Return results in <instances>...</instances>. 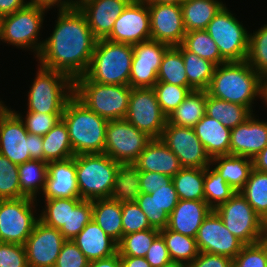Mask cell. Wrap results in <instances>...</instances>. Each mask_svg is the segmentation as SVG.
<instances>
[{
  "label": "cell",
  "instance_id": "6da1fadb",
  "mask_svg": "<svg viewBox=\"0 0 267 267\" xmlns=\"http://www.w3.org/2000/svg\"><path fill=\"white\" fill-rule=\"evenodd\" d=\"M56 25L37 57L38 65L64 73L73 81L85 75L97 38L78 7L58 11Z\"/></svg>",
  "mask_w": 267,
  "mask_h": 267
},
{
  "label": "cell",
  "instance_id": "7a4b0ae2",
  "mask_svg": "<svg viewBox=\"0 0 267 267\" xmlns=\"http://www.w3.org/2000/svg\"><path fill=\"white\" fill-rule=\"evenodd\" d=\"M80 198H111L126 192L127 169L105 153L75 156Z\"/></svg>",
  "mask_w": 267,
  "mask_h": 267
},
{
  "label": "cell",
  "instance_id": "3957f363",
  "mask_svg": "<svg viewBox=\"0 0 267 267\" xmlns=\"http://www.w3.org/2000/svg\"><path fill=\"white\" fill-rule=\"evenodd\" d=\"M262 76L248 62H226L215 67L206 90L215 98L243 105L252 112L255 98L261 97Z\"/></svg>",
  "mask_w": 267,
  "mask_h": 267
},
{
  "label": "cell",
  "instance_id": "277c9868",
  "mask_svg": "<svg viewBox=\"0 0 267 267\" xmlns=\"http://www.w3.org/2000/svg\"><path fill=\"white\" fill-rule=\"evenodd\" d=\"M61 119L67 126L75 156L104 153L108 120L88 109L74 95L67 101Z\"/></svg>",
  "mask_w": 267,
  "mask_h": 267
},
{
  "label": "cell",
  "instance_id": "5b68a950",
  "mask_svg": "<svg viewBox=\"0 0 267 267\" xmlns=\"http://www.w3.org/2000/svg\"><path fill=\"white\" fill-rule=\"evenodd\" d=\"M131 89L130 85L100 84L85 75L74 80V96L108 121L125 118Z\"/></svg>",
  "mask_w": 267,
  "mask_h": 267
},
{
  "label": "cell",
  "instance_id": "8992f818",
  "mask_svg": "<svg viewBox=\"0 0 267 267\" xmlns=\"http://www.w3.org/2000/svg\"><path fill=\"white\" fill-rule=\"evenodd\" d=\"M133 45L98 39L85 76L100 84L129 85Z\"/></svg>",
  "mask_w": 267,
  "mask_h": 267
},
{
  "label": "cell",
  "instance_id": "52a82bcc",
  "mask_svg": "<svg viewBox=\"0 0 267 267\" xmlns=\"http://www.w3.org/2000/svg\"><path fill=\"white\" fill-rule=\"evenodd\" d=\"M42 136L28 133L20 117L6 106L0 112V154L20 165L29 160L44 161Z\"/></svg>",
  "mask_w": 267,
  "mask_h": 267
},
{
  "label": "cell",
  "instance_id": "ba28073f",
  "mask_svg": "<svg viewBox=\"0 0 267 267\" xmlns=\"http://www.w3.org/2000/svg\"><path fill=\"white\" fill-rule=\"evenodd\" d=\"M74 95V81L62 72L39 65L36 78L28 91L31 112L63 114L67 101Z\"/></svg>",
  "mask_w": 267,
  "mask_h": 267
},
{
  "label": "cell",
  "instance_id": "9c48e42d",
  "mask_svg": "<svg viewBox=\"0 0 267 267\" xmlns=\"http://www.w3.org/2000/svg\"><path fill=\"white\" fill-rule=\"evenodd\" d=\"M46 10L27 4L18 11L2 17L1 41L40 54L44 40H38ZM33 49V50H32Z\"/></svg>",
  "mask_w": 267,
  "mask_h": 267
},
{
  "label": "cell",
  "instance_id": "30bf717a",
  "mask_svg": "<svg viewBox=\"0 0 267 267\" xmlns=\"http://www.w3.org/2000/svg\"><path fill=\"white\" fill-rule=\"evenodd\" d=\"M207 33L215 41L226 62L245 61L249 50V32L224 5L207 25Z\"/></svg>",
  "mask_w": 267,
  "mask_h": 267
},
{
  "label": "cell",
  "instance_id": "8fae6325",
  "mask_svg": "<svg viewBox=\"0 0 267 267\" xmlns=\"http://www.w3.org/2000/svg\"><path fill=\"white\" fill-rule=\"evenodd\" d=\"M37 200L30 197L0 199V242L25 244L39 220L35 215L37 210L34 211Z\"/></svg>",
  "mask_w": 267,
  "mask_h": 267
},
{
  "label": "cell",
  "instance_id": "7c38bea8",
  "mask_svg": "<svg viewBox=\"0 0 267 267\" xmlns=\"http://www.w3.org/2000/svg\"><path fill=\"white\" fill-rule=\"evenodd\" d=\"M214 211L225 227L244 245L264 240L262 219L239 192L217 206Z\"/></svg>",
  "mask_w": 267,
  "mask_h": 267
},
{
  "label": "cell",
  "instance_id": "4fadbf2b",
  "mask_svg": "<svg viewBox=\"0 0 267 267\" xmlns=\"http://www.w3.org/2000/svg\"><path fill=\"white\" fill-rule=\"evenodd\" d=\"M151 140L125 119L110 120L106 126L104 153L128 169Z\"/></svg>",
  "mask_w": 267,
  "mask_h": 267
},
{
  "label": "cell",
  "instance_id": "5bb4252c",
  "mask_svg": "<svg viewBox=\"0 0 267 267\" xmlns=\"http://www.w3.org/2000/svg\"><path fill=\"white\" fill-rule=\"evenodd\" d=\"M152 139H160L167 123L153 88H132L124 118Z\"/></svg>",
  "mask_w": 267,
  "mask_h": 267
},
{
  "label": "cell",
  "instance_id": "9a60e30c",
  "mask_svg": "<svg viewBox=\"0 0 267 267\" xmlns=\"http://www.w3.org/2000/svg\"><path fill=\"white\" fill-rule=\"evenodd\" d=\"M160 139L178 157L182 167L207 168L211 158L193 128L166 123Z\"/></svg>",
  "mask_w": 267,
  "mask_h": 267
},
{
  "label": "cell",
  "instance_id": "2e32d148",
  "mask_svg": "<svg viewBox=\"0 0 267 267\" xmlns=\"http://www.w3.org/2000/svg\"><path fill=\"white\" fill-rule=\"evenodd\" d=\"M116 43L135 45L151 39L150 16L145 0H132L105 38Z\"/></svg>",
  "mask_w": 267,
  "mask_h": 267
},
{
  "label": "cell",
  "instance_id": "e0dca14e",
  "mask_svg": "<svg viewBox=\"0 0 267 267\" xmlns=\"http://www.w3.org/2000/svg\"><path fill=\"white\" fill-rule=\"evenodd\" d=\"M169 47L167 44L152 39L133 45L129 77L131 88L154 87L162 58Z\"/></svg>",
  "mask_w": 267,
  "mask_h": 267
},
{
  "label": "cell",
  "instance_id": "ac0fdd59",
  "mask_svg": "<svg viewBox=\"0 0 267 267\" xmlns=\"http://www.w3.org/2000/svg\"><path fill=\"white\" fill-rule=\"evenodd\" d=\"M65 241L58 229L38 220L24 244L28 267H54Z\"/></svg>",
  "mask_w": 267,
  "mask_h": 267
},
{
  "label": "cell",
  "instance_id": "d6986e66",
  "mask_svg": "<svg viewBox=\"0 0 267 267\" xmlns=\"http://www.w3.org/2000/svg\"><path fill=\"white\" fill-rule=\"evenodd\" d=\"M196 244L199 252L227 256L234 259L244 244L224 225L218 214L212 212L199 227Z\"/></svg>",
  "mask_w": 267,
  "mask_h": 267
},
{
  "label": "cell",
  "instance_id": "ffe728a7",
  "mask_svg": "<svg viewBox=\"0 0 267 267\" xmlns=\"http://www.w3.org/2000/svg\"><path fill=\"white\" fill-rule=\"evenodd\" d=\"M150 16L151 39L179 46L184 40L182 9L180 4L147 3Z\"/></svg>",
  "mask_w": 267,
  "mask_h": 267
},
{
  "label": "cell",
  "instance_id": "44dd1931",
  "mask_svg": "<svg viewBox=\"0 0 267 267\" xmlns=\"http://www.w3.org/2000/svg\"><path fill=\"white\" fill-rule=\"evenodd\" d=\"M132 0H83L78 3L88 26L97 39H105L114 23Z\"/></svg>",
  "mask_w": 267,
  "mask_h": 267
},
{
  "label": "cell",
  "instance_id": "7402d4cb",
  "mask_svg": "<svg viewBox=\"0 0 267 267\" xmlns=\"http://www.w3.org/2000/svg\"><path fill=\"white\" fill-rule=\"evenodd\" d=\"M42 195L44 200L80 198L75 156L48 162V175Z\"/></svg>",
  "mask_w": 267,
  "mask_h": 267
},
{
  "label": "cell",
  "instance_id": "603a6c76",
  "mask_svg": "<svg viewBox=\"0 0 267 267\" xmlns=\"http://www.w3.org/2000/svg\"><path fill=\"white\" fill-rule=\"evenodd\" d=\"M182 165L161 139H152L127 172H155L174 177Z\"/></svg>",
  "mask_w": 267,
  "mask_h": 267
},
{
  "label": "cell",
  "instance_id": "cb8c5ba5",
  "mask_svg": "<svg viewBox=\"0 0 267 267\" xmlns=\"http://www.w3.org/2000/svg\"><path fill=\"white\" fill-rule=\"evenodd\" d=\"M267 146V122L260 121L254 114L245 122L231 129L230 155L255 157Z\"/></svg>",
  "mask_w": 267,
  "mask_h": 267
},
{
  "label": "cell",
  "instance_id": "d4e9b609",
  "mask_svg": "<svg viewBox=\"0 0 267 267\" xmlns=\"http://www.w3.org/2000/svg\"><path fill=\"white\" fill-rule=\"evenodd\" d=\"M212 210L205 201L179 200L169 215L167 228L196 238L199 227Z\"/></svg>",
  "mask_w": 267,
  "mask_h": 267
},
{
  "label": "cell",
  "instance_id": "484cf974",
  "mask_svg": "<svg viewBox=\"0 0 267 267\" xmlns=\"http://www.w3.org/2000/svg\"><path fill=\"white\" fill-rule=\"evenodd\" d=\"M73 241L89 261L107 258L117 253V242L93 220Z\"/></svg>",
  "mask_w": 267,
  "mask_h": 267
},
{
  "label": "cell",
  "instance_id": "4316f807",
  "mask_svg": "<svg viewBox=\"0 0 267 267\" xmlns=\"http://www.w3.org/2000/svg\"><path fill=\"white\" fill-rule=\"evenodd\" d=\"M210 158L229 155L231 129L206 114L193 127Z\"/></svg>",
  "mask_w": 267,
  "mask_h": 267
},
{
  "label": "cell",
  "instance_id": "83f0119b",
  "mask_svg": "<svg viewBox=\"0 0 267 267\" xmlns=\"http://www.w3.org/2000/svg\"><path fill=\"white\" fill-rule=\"evenodd\" d=\"M93 221L117 243L123 237L122 194L103 199L92 200Z\"/></svg>",
  "mask_w": 267,
  "mask_h": 267
},
{
  "label": "cell",
  "instance_id": "f1b7e54d",
  "mask_svg": "<svg viewBox=\"0 0 267 267\" xmlns=\"http://www.w3.org/2000/svg\"><path fill=\"white\" fill-rule=\"evenodd\" d=\"M211 166L236 192H239L249 179L253 169V161L245 156L229 154L212 158Z\"/></svg>",
  "mask_w": 267,
  "mask_h": 267
},
{
  "label": "cell",
  "instance_id": "f546056e",
  "mask_svg": "<svg viewBox=\"0 0 267 267\" xmlns=\"http://www.w3.org/2000/svg\"><path fill=\"white\" fill-rule=\"evenodd\" d=\"M180 5L184 27L189 32L205 30L225 4L221 0H184Z\"/></svg>",
  "mask_w": 267,
  "mask_h": 267
},
{
  "label": "cell",
  "instance_id": "4dcf8cb0",
  "mask_svg": "<svg viewBox=\"0 0 267 267\" xmlns=\"http://www.w3.org/2000/svg\"><path fill=\"white\" fill-rule=\"evenodd\" d=\"M205 114L221 122L225 127L233 129L245 123L253 113L243 105L212 97L206 91Z\"/></svg>",
  "mask_w": 267,
  "mask_h": 267
},
{
  "label": "cell",
  "instance_id": "1f68e13d",
  "mask_svg": "<svg viewBox=\"0 0 267 267\" xmlns=\"http://www.w3.org/2000/svg\"><path fill=\"white\" fill-rule=\"evenodd\" d=\"M205 111L206 90H193L167 117V123L193 128L205 115Z\"/></svg>",
  "mask_w": 267,
  "mask_h": 267
},
{
  "label": "cell",
  "instance_id": "d6a6232c",
  "mask_svg": "<svg viewBox=\"0 0 267 267\" xmlns=\"http://www.w3.org/2000/svg\"><path fill=\"white\" fill-rule=\"evenodd\" d=\"M82 200L81 198L44 200L45 208L38 215L39 220L47 226L58 229L68 240L70 209H74Z\"/></svg>",
  "mask_w": 267,
  "mask_h": 267
},
{
  "label": "cell",
  "instance_id": "836d02e7",
  "mask_svg": "<svg viewBox=\"0 0 267 267\" xmlns=\"http://www.w3.org/2000/svg\"><path fill=\"white\" fill-rule=\"evenodd\" d=\"M43 138L44 161H58L74 157L66 124L60 119Z\"/></svg>",
  "mask_w": 267,
  "mask_h": 267
},
{
  "label": "cell",
  "instance_id": "e575fe53",
  "mask_svg": "<svg viewBox=\"0 0 267 267\" xmlns=\"http://www.w3.org/2000/svg\"><path fill=\"white\" fill-rule=\"evenodd\" d=\"M184 60V67L188 79V87L192 90H207L216 65L197 54L187 51L182 45L177 46Z\"/></svg>",
  "mask_w": 267,
  "mask_h": 267
},
{
  "label": "cell",
  "instance_id": "d590c367",
  "mask_svg": "<svg viewBox=\"0 0 267 267\" xmlns=\"http://www.w3.org/2000/svg\"><path fill=\"white\" fill-rule=\"evenodd\" d=\"M204 179L205 168L183 167L172 177L179 200L205 201Z\"/></svg>",
  "mask_w": 267,
  "mask_h": 267
},
{
  "label": "cell",
  "instance_id": "8d00e7d4",
  "mask_svg": "<svg viewBox=\"0 0 267 267\" xmlns=\"http://www.w3.org/2000/svg\"><path fill=\"white\" fill-rule=\"evenodd\" d=\"M20 191L33 199L41 194L48 175V163L39 160H29L18 165Z\"/></svg>",
  "mask_w": 267,
  "mask_h": 267
},
{
  "label": "cell",
  "instance_id": "74e56055",
  "mask_svg": "<svg viewBox=\"0 0 267 267\" xmlns=\"http://www.w3.org/2000/svg\"><path fill=\"white\" fill-rule=\"evenodd\" d=\"M171 260L189 265L199 254L196 238L185 236L179 232L168 229L160 230Z\"/></svg>",
  "mask_w": 267,
  "mask_h": 267
},
{
  "label": "cell",
  "instance_id": "f35d334b",
  "mask_svg": "<svg viewBox=\"0 0 267 267\" xmlns=\"http://www.w3.org/2000/svg\"><path fill=\"white\" fill-rule=\"evenodd\" d=\"M157 82L188 86L182 52L177 46H170L166 50L158 70Z\"/></svg>",
  "mask_w": 267,
  "mask_h": 267
},
{
  "label": "cell",
  "instance_id": "ab89813d",
  "mask_svg": "<svg viewBox=\"0 0 267 267\" xmlns=\"http://www.w3.org/2000/svg\"><path fill=\"white\" fill-rule=\"evenodd\" d=\"M239 193L263 219L267 214V173L252 169L249 179Z\"/></svg>",
  "mask_w": 267,
  "mask_h": 267
},
{
  "label": "cell",
  "instance_id": "60d3db41",
  "mask_svg": "<svg viewBox=\"0 0 267 267\" xmlns=\"http://www.w3.org/2000/svg\"><path fill=\"white\" fill-rule=\"evenodd\" d=\"M187 51L211 61L216 66L226 63L221 57L215 41L206 30H193L186 32L181 44Z\"/></svg>",
  "mask_w": 267,
  "mask_h": 267
},
{
  "label": "cell",
  "instance_id": "b9f144b4",
  "mask_svg": "<svg viewBox=\"0 0 267 267\" xmlns=\"http://www.w3.org/2000/svg\"><path fill=\"white\" fill-rule=\"evenodd\" d=\"M235 193L237 192L213 167H211V165L205 168V202L213 210L220 204L227 202Z\"/></svg>",
  "mask_w": 267,
  "mask_h": 267
},
{
  "label": "cell",
  "instance_id": "7bdbcfd3",
  "mask_svg": "<svg viewBox=\"0 0 267 267\" xmlns=\"http://www.w3.org/2000/svg\"><path fill=\"white\" fill-rule=\"evenodd\" d=\"M159 234L160 230L151 228L123 235L117 243V252L120 256L145 257Z\"/></svg>",
  "mask_w": 267,
  "mask_h": 267
},
{
  "label": "cell",
  "instance_id": "ee69618b",
  "mask_svg": "<svg viewBox=\"0 0 267 267\" xmlns=\"http://www.w3.org/2000/svg\"><path fill=\"white\" fill-rule=\"evenodd\" d=\"M172 178L155 172H127V193L150 194L160 187H167Z\"/></svg>",
  "mask_w": 267,
  "mask_h": 267
},
{
  "label": "cell",
  "instance_id": "f6af8a7d",
  "mask_svg": "<svg viewBox=\"0 0 267 267\" xmlns=\"http://www.w3.org/2000/svg\"><path fill=\"white\" fill-rule=\"evenodd\" d=\"M246 61L261 76L267 75V24L249 33V50Z\"/></svg>",
  "mask_w": 267,
  "mask_h": 267
},
{
  "label": "cell",
  "instance_id": "bcb514c9",
  "mask_svg": "<svg viewBox=\"0 0 267 267\" xmlns=\"http://www.w3.org/2000/svg\"><path fill=\"white\" fill-rule=\"evenodd\" d=\"M122 228L123 235L152 228L146 215L127 192L122 194Z\"/></svg>",
  "mask_w": 267,
  "mask_h": 267
},
{
  "label": "cell",
  "instance_id": "7dc6e473",
  "mask_svg": "<svg viewBox=\"0 0 267 267\" xmlns=\"http://www.w3.org/2000/svg\"><path fill=\"white\" fill-rule=\"evenodd\" d=\"M153 89L160 108L166 117L193 91L188 86H178L166 82H156Z\"/></svg>",
  "mask_w": 267,
  "mask_h": 267
},
{
  "label": "cell",
  "instance_id": "c3c4849f",
  "mask_svg": "<svg viewBox=\"0 0 267 267\" xmlns=\"http://www.w3.org/2000/svg\"><path fill=\"white\" fill-rule=\"evenodd\" d=\"M26 197L20 191L18 165L0 154V199Z\"/></svg>",
  "mask_w": 267,
  "mask_h": 267
},
{
  "label": "cell",
  "instance_id": "681fc988",
  "mask_svg": "<svg viewBox=\"0 0 267 267\" xmlns=\"http://www.w3.org/2000/svg\"><path fill=\"white\" fill-rule=\"evenodd\" d=\"M146 215L150 226L162 230L168 226L169 215L163 211L150 194L128 193Z\"/></svg>",
  "mask_w": 267,
  "mask_h": 267
},
{
  "label": "cell",
  "instance_id": "f907efd6",
  "mask_svg": "<svg viewBox=\"0 0 267 267\" xmlns=\"http://www.w3.org/2000/svg\"><path fill=\"white\" fill-rule=\"evenodd\" d=\"M233 267H267V240L244 245L233 259Z\"/></svg>",
  "mask_w": 267,
  "mask_h": 267
},
{
  "label": "cell",
  "instance_id": "816d5d0a",
  "mask_svg": "<svg viewBox=\"0 0 267 267\" xmlns=\"http://www.w3.org/2000/svg\"><path fill=\"white\" fill-rule=\"evenodd\" d=\"M14 112L20 117L28 133L44 136L61 119L63 114H46L26 111V116Z\"/></svg>",
  "mask_w": 267,
  "mask_h": 267
},
{
  "label": "cell",
  "instance_id": "f5cc1de1",
  "mask_svg": "<svg viewBox=\"0 0 267 267\" xmlns=\"http://www.w3.org/2000/svg\"><path fill=\"white\" fill-rule=\"evenodd\" d=\"M92 219L91 200H82L74 209H70L68 240H73Z\"/></svg>",
  "mask_w": 267,
  "mask_h": 267
},
{
  "label": "cell",
  "instance_id": "db71d44e",
  "mask_svg": "<svg viewBox=\"0 0 267 267\" xmlns=\"http://www.w3.org/2000/svg\"><path fill=\"white\" fill-rule=\"evenodd\" d=\"M89 262L73 240H66L54 267H88Z\"/></svg>",
  "mask_w": 267,
  "mask_h": 267
},
{
  "label": "cell",
  "instance_id": "11a10c76",
  "mask_svg": "<svg viewBox=\"0 0 267 267\" xmlns=\"http://www.w3.org/2000/svg\"><path fill=\"white\" fill-rule=\"evenodd\" d=\"M0 267H28L24 245L0 242Z\"/></svg>",
  "mask_w": 267,
  "mask_h": 267
},
{
  "label": "cell",
  "instance_id": "9f6ffc18",
  "mask_svg": "<svg viewBox=\"0 0 267 267\" xmlns=\"http://www.w3.org/2000/svg\"><path fill=\"white\" fill-rule=\"evenodd\" d=\"M152 267H162L172 262L163 237L159 234L144 257Z\"/></svg>",
  "mask_w": 267,
  "mask_h": 267
},
{
  "label": "cell",
  "instance_id": "6f0895ef",
  "mask_svg": "<svg viewBox=\"0 0 267 267\" xmlns=\"http://www.w3.org/2000/svg\"><path fill=\"white\" fill-rule=\"evenodd\" d=\"M150 195L155 199L158 206L168 215H170L179 202V197L173 182H171L167 187L158 188V190L150 193Z\"/></svg>",
  "mask_w": 267,
  "mask_h": 267
},
{
  "label": "cell",
  "instance_id": "680465c9",
  "mask_svg": "<svg viewBox=\"0 0 267 267\" xmlns=\"http://www.w3.org/2000/svg\"><path fill=\"white\" fill-rule=\"evenodd\" d=\"M187 267H233V259L223 255L199 252Z\"/></svg>",
  "mask_w": 267,
  "mask_h": 267
},
{
  "label": "cell",
  "instance_id": "91938a15",
  "mask_svg": "<svg viewBox=\"0 0 267 267\" xmlns=\"http://www.w3.org/2000/svg\"><path fill=\"white\" fill-rule=\"evenodd\" d=\"M27 2L30 5L45 9L47 11L50 8L56 7V6L57 8L59 7L58 8L59 11L70 10L78 6V4L76 3V0H30Z\"/></svg>",
  "mask_w": 267,
  "mask_h": 267
},
{
  "label": "cell",
  "instance_id": "94428289",
  "mask_svg": "<svg viewBox=\"0 0 267 267\" xmlns=\"http://www.w3.org/2000/svg\"><path fill=\"white\" fill-rule=\"evenodd\" d=\"M26 0H0V16L12 14L28 4Z\"/></svg>",
  "mask_w": 267,
  "mask_h": 267
},
{
  "label": "cell",
  "instance_id": "6125c7cd",
  "mask_svg": "<svg viewBox=\"0 0 267 267\" xmlns=\"http://www.w3.org/2000/svg\"><path fill=\"white\" fill-rule=\"evenodd\" d=\"M88 267H121L120 255L117 252L110 257L90 261Z\"/></svg>",
  "mask_w": 267,
  "mask_h": 267
},
{
  "label": "cell",
  "instance_id": "be15d7a7",
  "mask_svg": "<svg viewBox=\"0 0 267 267\" xmlns=\"http://www.w3.org/2000/svg\"><path fill=\"white\" fill-rule=\"evenodd\" d=\"M121 267H152L144 257L120 256Z\"/></svg>",
  "mask_w": 267,
  "mask_h": 267
},
{
  "label": "cell",
  "instance_id": "e7e4bbea",
  "mask_svg": "<svg viewBox=\"0 0 267 267\" xmlns=\"http://www.w3.org/2000/svg\"><path fill=\"white\" fill-rule=\"evenodd\" d=\"M252 161L255 170L267 173V146L253 157Z\"/></svg>",
  "mask_w": 267,
  "mask_h": 267
},
{
  "label": "cell",
  "instance_id": "03108f58",
  "mask_svg": "<svg viewBox=\"0 0 267 267\" xmlns=\"http://www.w3.org/2000/svg\"><path fill=\"white\" fill-rule=\"evenodd\" d=\"M264 104L267 106V75L262 76L261 79V97Z\"/></svg>",
  "mask_w": 267,
  "mask_h": 267
},
{
  "label": "cell",
  "instance_id": "003e7915",
  "mask_svg": "<svg viewBox=\"0 0 267 267\" xmlns=\"http://www.w3.org/2000/svg\"><path fill=\"white\" fill-rule=\"evenodd\" d=\"M147 3L181 4L184 0H145Z\"/></svg>",
  "mask_w": 267,
  "mask_h": 267
},
{
  "label": "cell",
  "instance_id": "a7ac6f4b",
  "mask_svg": "<svg viewBox=\"0 0 267 267\" xmlns=\"http://www.w3.org/2000/svg\"><path fill=\"white\" fill-rule=\"evenodd\" d=\"M262 232H263V235H264V240H267V214L262 219Z\"/></svg>",
  "mask_w": 267,
  "mask_h": 267
},
{
  "label": "cell",
  "instance_id": "89a4df30",
  "mask_svg": "<svg viewBox=\"0 0 267 267\" xmlns=\"http://www.w3.org/2000/svg\"><path fill=\"white\" fill-rule=\"evenodd\" d=\"M162 267H187V265L182 264V263H179V262H174V261H172V262H170L169 264L164 265V266H162Z\"/></svg>",
  "mask_w": 267,
  "mask_h": 267
},
{
  "label": "cell",
  "instance_id": "2644e50d",
  "mask_svg": "<svg viewBox=\"0 0 267 267\" xmlns=\"http://www.w3.org/2000/svg\"><path fill=\"white\" fill-rule=\"evenodd\" d=\"M6 107V105L4 104V102H2V100H0V112Z\"/></svg>",
  "mask_w": 267,
  "mask_h": 267
},
{
  "label": "cell",
  "instance_id": "8c879c8a",
  "mask_svg": "<svg viewBox=\"0 0 267 267\" xmlns=\"http://www.w3.org/2000/svg\"><path fill=\"white\" fill-rule=\"evenodd\" d=\"M2 17L0 16V39H1Z\"/></svg>",
  "mask_w": 267,
  "mask_h": 267
},
{
  "label": "cell",
  "instance_id": "753ad0ef",
  "mask_svg": "<svg viewBox=\"0 0 267 267\" xmlns=\"http://www.w3.org/2000/svg\"><path fill=\"white\" fill-rule=\"evenodd\" d=\"M81 1H83V0H76V3L78 4V3H80Z\"/></svg>",
  "mask_w": 267,
  "mask_h": 267
}]
</instances>
